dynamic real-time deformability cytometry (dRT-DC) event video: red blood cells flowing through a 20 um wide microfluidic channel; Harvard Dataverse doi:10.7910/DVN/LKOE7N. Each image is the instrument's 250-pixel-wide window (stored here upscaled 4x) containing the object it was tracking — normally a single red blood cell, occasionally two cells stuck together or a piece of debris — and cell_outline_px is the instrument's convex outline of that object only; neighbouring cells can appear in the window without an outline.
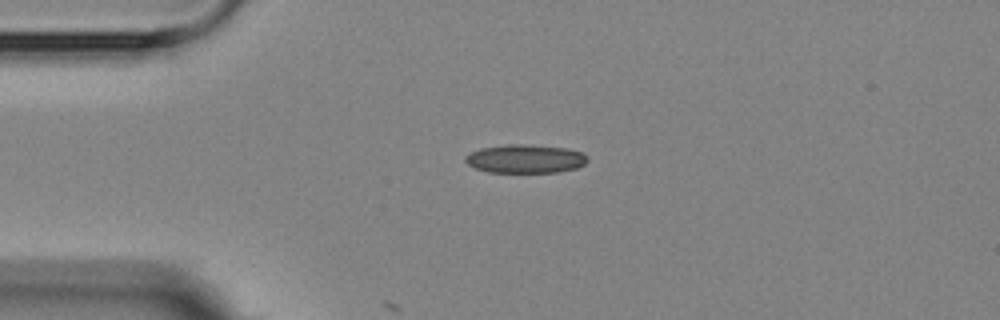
{"species": "Egyptian fruit bat (a non-hibernating species)", "species_latin": "Rousettus aegyptiacus", "temperature_condition": "room temperature", "stored_images_in_passage": 6, "camera_frame_rate_fps": 3000, "um_per_image_px": 0.085, "animal": {"sex": "female"}, "frame": {"image": 1, "passage_image": 3, "time_ms": 2.333, "image_size_px": [1000, 320], "cell_outline_px": [[588, 160], [584, 164], [576, 168], [556, 172], [488, 172], [476, 168], [468, 164], [464, 160], [464, 156], [480, 148], [508, 144], [524, 144], [568, 148], [580, 152], [588, 156]], "centroid_in_image_um": [44.65, 13.49], "position_along_channel_um": 40.4, "area_um2": 20.29}}
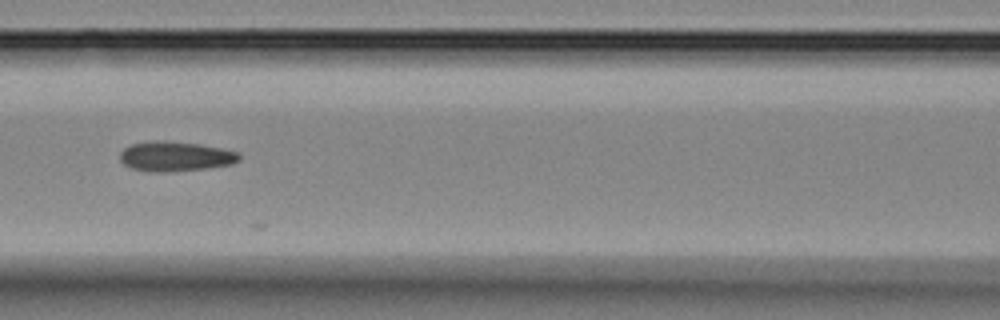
{"frame": {"image": 2, "passage_image": 6, "time_ms": 6.0, "image_size_px": [1000, 320], "cell_outline_px": [[240, 160], [232, 164], [204, 168], [132, 168], [124, 164], [120, 160], [120, 152], [124, 148], [132, 144], [156, 140], [164, 140], [200, 144], [240, 152]], "centroid_in_image_um": [14.97, 13.21], "position_along_channel_um": 151.6, "area_um2": 19.42}}